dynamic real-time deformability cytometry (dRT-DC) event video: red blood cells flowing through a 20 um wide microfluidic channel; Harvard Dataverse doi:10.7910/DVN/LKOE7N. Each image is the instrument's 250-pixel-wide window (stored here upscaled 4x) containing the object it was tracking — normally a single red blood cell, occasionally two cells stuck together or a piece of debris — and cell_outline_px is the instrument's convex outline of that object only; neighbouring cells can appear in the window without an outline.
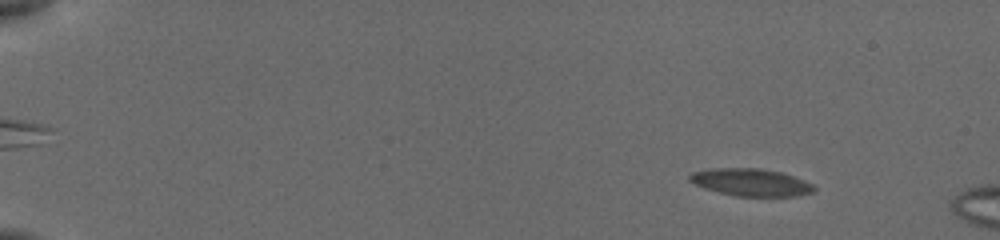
{"species": "common noctule bat (a hibernating species)", "species_latin": "Nyctalus noctula", "temperature_condition": "cold", "stored_images_in_passage": 12, "camera_frame_rate_fps": 3000, "um_per_image_px": 0.085, "animal": {"sex": "female", "body_mass_g": 19.5, "forearm_length_mm": 54.1}, "frame": {"image": 1, "passage_image": 6, "time_ms": 2.0, "image_size_px": [1000, 240], "cell_outline_px": [[816, 188], [812, 192], [796, 196], [736, 196], [704, 188], [688, 180], [688, 176], [692, 172], [712, 168], [760, 168], [780, 172], [792, 176], [812, 184]], "centroid_in_image_um": [63.8, 15.49], "position_along_channel_um": 21.2, "area_um2": 19.65}}